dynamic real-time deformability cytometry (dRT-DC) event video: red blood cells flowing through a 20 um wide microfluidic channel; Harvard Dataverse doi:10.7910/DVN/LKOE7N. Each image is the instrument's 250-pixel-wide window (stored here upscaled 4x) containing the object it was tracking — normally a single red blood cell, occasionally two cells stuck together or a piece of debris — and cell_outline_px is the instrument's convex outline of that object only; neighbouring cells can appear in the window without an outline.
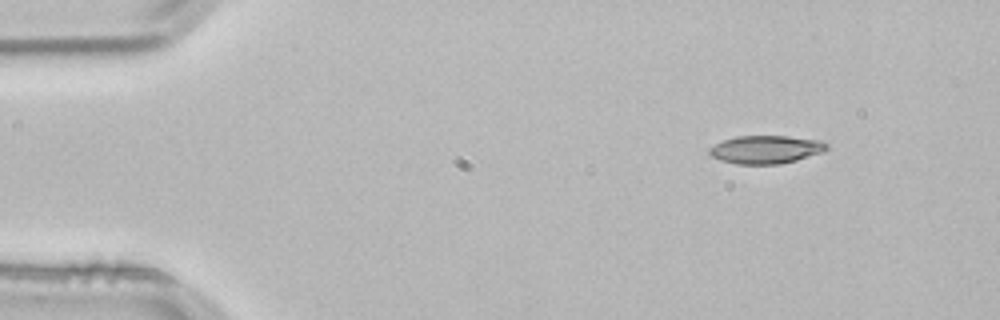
{"species": "common noctule bat (a hibernating species)", "species_latin": "Nyctalus noctula", "temperature_condition": "room temperature", "stored_images_in_passage": 3, "segment_of_instrument_passage": [2, 2], "camera_frame_rate_fps": 3000, "um_per_image_px": 0.085, "animal": {"sex": "male", "body_mass_g": 21.5, "forearm_length_mm": 52.0}, "frame": {"image": 1, "passage_image": 3, "time_ms": 0.667, "image_size_px": [1000, 320], "cell_outline_px": [[828, 148], [824, 152], [796, 160], [780, 164], [736, 164], [720, 160], [712, 156], [708, 152], [708, 148], [724, 140], [736, 136], [788, 136], [820, 140], [828, 144]], "centroid_in_image_um": [65.11, 12.71], "position_along_channel_um": 19.9, "area_um2": 19.25}}